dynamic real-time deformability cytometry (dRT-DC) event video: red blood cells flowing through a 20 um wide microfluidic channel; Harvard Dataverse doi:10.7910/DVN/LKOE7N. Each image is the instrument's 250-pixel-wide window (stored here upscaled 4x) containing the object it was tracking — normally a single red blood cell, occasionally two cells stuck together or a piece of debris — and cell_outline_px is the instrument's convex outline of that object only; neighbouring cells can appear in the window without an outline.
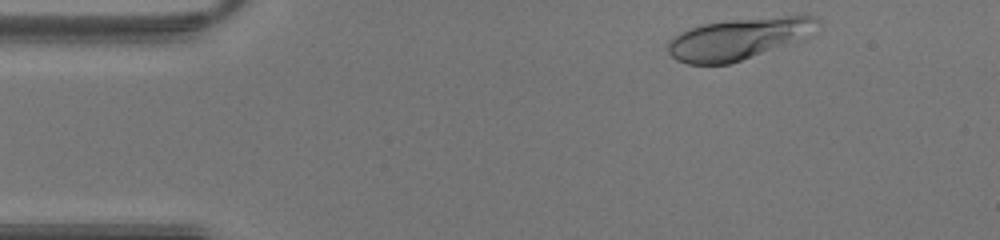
{"species": "human", "species_latin": "Homo sapiens", "temperature_condition": "warm", "stored_images_in_passage": 38, "camera_frame_rate_fps": 3000, "um_per_image_px": 0.085, "donor": {"sex": "male"}, "frame": {"image": 1, "passage_image": 1, "time_ms": 0.0, "image_size_px": [1000, 240], "cell_outline_px": [[820, 32], [740, 60], [728, 64], [688, 64], [676, 60], [668, 52], [668, 40], [672, 36], [688, 28], [704, 24], [728, 20], [788, 16], [816, 16], [820, 20]], "centroid_in_image_um": [62.79, 3.28], "position_along_channel_um": 22.2, "area_um2": 35.89}}
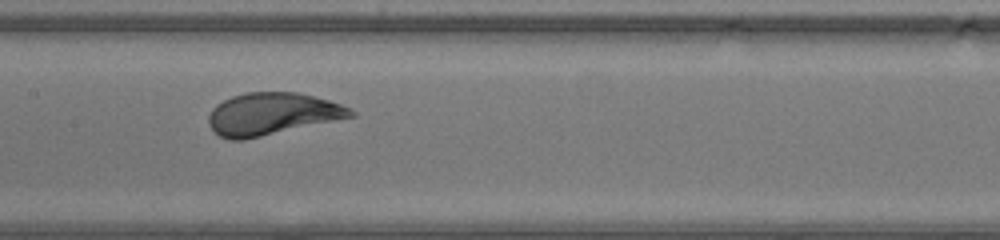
{"frame": {"image": 2, "passage_image": 16, "time_ms": 5.0, "image_size_px": [1000, 240], "cell_outline_px": [[356, 116], [244, 140], [228, 140], [212, 132], [208, 124], [208, 116], [212, 108], [216, 104], [232, 96], [248, 92], [296, 92], [328, 100], [340, 104], [356, 112]], "centroid_in_image_um": [23.08, 9.7], "position_along_channel_um": 184.3, "area_um2": 35.03}}
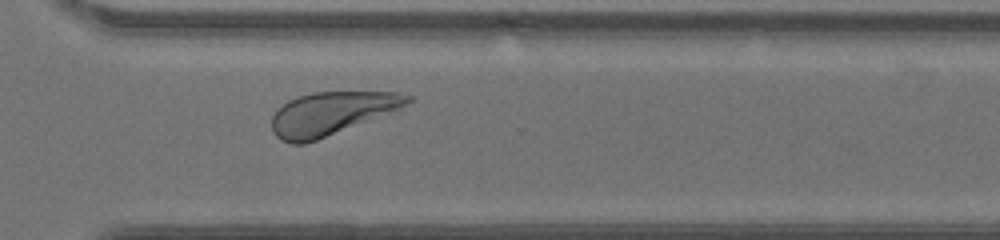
{"frame": {"image": 3, "passage_image": 26, "time_ms": 8.333, "image_size_px": [1000, 240], "cell_outline_px": [[412, 100], [400, 108], [316, 140], [304, 144], [292, 144], [280, 140], [272, 132], [272, 116], [276, 108], [288, 100], [312, 92], [396, 92], [412, 96]], "centroid_in_image_um": [28.09, 9.64], "position_along_channel_um": 342.5, "area_um2": 33.64}}